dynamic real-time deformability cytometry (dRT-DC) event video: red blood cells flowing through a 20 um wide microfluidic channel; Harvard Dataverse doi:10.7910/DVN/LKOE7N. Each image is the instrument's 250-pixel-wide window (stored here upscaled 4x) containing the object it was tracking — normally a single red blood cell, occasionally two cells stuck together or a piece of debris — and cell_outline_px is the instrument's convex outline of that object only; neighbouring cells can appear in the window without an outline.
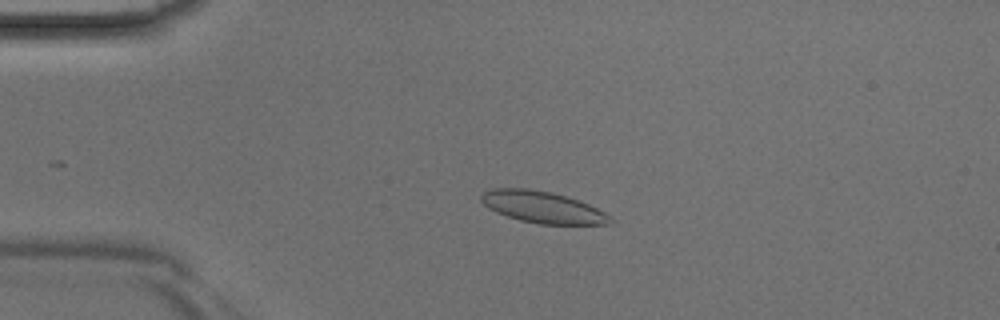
{"species": "Egyptian fruit bat (a non-hibernating species)", "species_latin": "Rousettus aegyptiacus", "temperature_condition": "room temperature", "stored_images_in_passage": 37, "camera_frame_rate_fps": 3000, "um_per_image_px": 0.085, "animal": {"sex": "male"}, "frame": {"image": 1, "passage_image": 11, "time_ms": 3.333, "image_size_px": [1000, 320], "cell_outline_px": [[612, 224], [540, 224], [520, 220], [496, 212], [488, 208], [480, 200], [480, 196], [484, 192], [492, 188], [528, 188], [552, 192], [588, 204], [612, 216]], "centroid_in_image_um": [46.1, 17.61], "position_along_channel_um": 38.9, "area_um2": 23.64}}
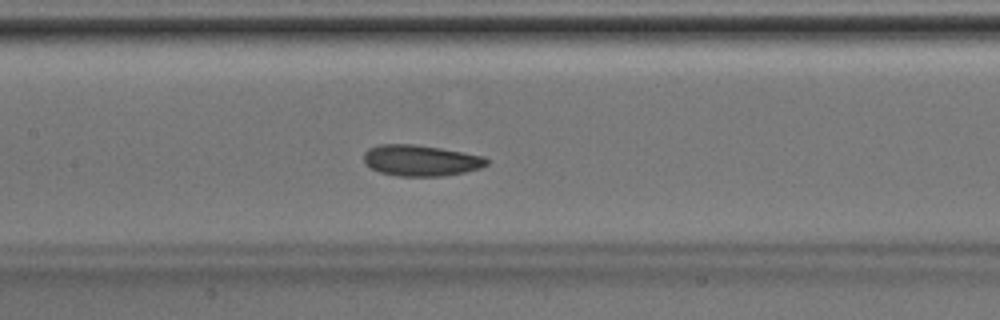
{"frame": {"image": 2, "passage_image": 22, "time_ms": 7.0, "image_size_px": [1000, 320], "cell_outline_px": [[488, 164], [480, 168], [464, 172], [444, 176], [396, 176], [380, 172], [364, 164], [364, 152], [368, 148], [380, 144], [416, 144], [440, 148], [484, 156], [488, 160]], "centroid_in_image_um": [35.74, 13.64], "position_along_channel_um": 171.7, "area_um2": 22.31}}
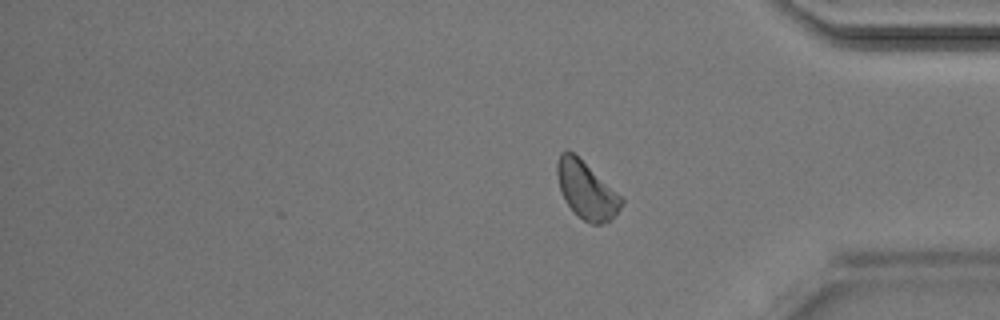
{"frame": {"image": 3, "passage_image": 37, "time_ms": 12.0, "image_size_px": [1000, 320], "cell_outline_px": [[624, 204], [612, 220], [600, 224], [592, 224], [584, 220], [564, 200], [560, 188], [556, 172], [556, 164], [560, 152], [572, 152], [616, 192], [624, 200]], "centroid_in_image_um": [49.85, 16.2], "position_along_channel_um": 385.4, "area_um2": 20.81}}